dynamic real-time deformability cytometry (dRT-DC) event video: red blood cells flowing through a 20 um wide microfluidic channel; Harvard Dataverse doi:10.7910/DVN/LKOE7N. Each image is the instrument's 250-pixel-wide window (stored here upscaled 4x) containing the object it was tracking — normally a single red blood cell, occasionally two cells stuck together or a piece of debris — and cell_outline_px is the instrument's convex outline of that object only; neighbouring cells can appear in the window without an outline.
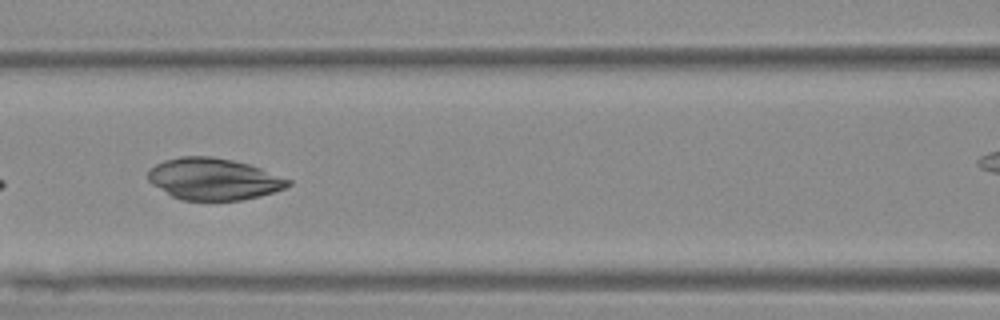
{"species": "Egyptian fruit bat (a non-hibernating species)", "species_latin": "Rousettus aegyptiacus", "temperature_condition": "warm", "stored_images_in_passage": 24, "camera_frame_rate_fps": 3000, "um_per_image_px": 0.085, "animal": {"sex": "female"}, "frame": {"image": 1, "passage_image": 8, "time_ms": 2.333, "image_size_px": [1000, 320], "cell_outline_px": [[292, 184], [284, 188], [260, 196], [240, 200], [180, 200], [172, 196], [152, 184], [148, 180], [148, 172], [156, 164], [164, 160], [180, 156], [212, 156], [232, 160], [248, 164], [260, 168], [292, 180]], "centroid_in_image_um": [18.16, 15.21], "position_along_channel_um": 148.4, "area_um2": 33.93}}
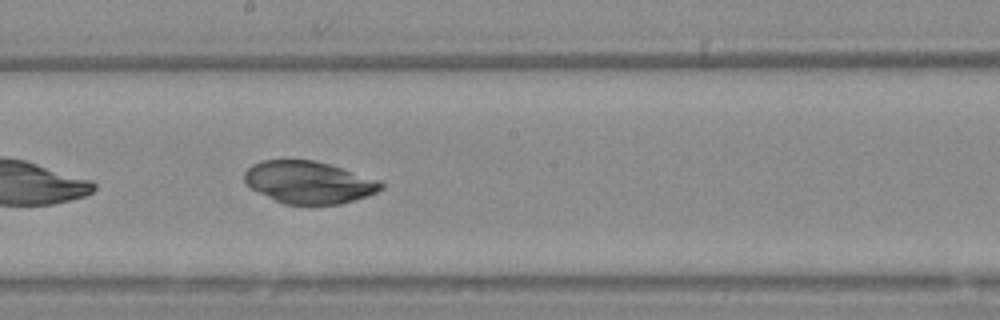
{"frame": {"image": 2, "passage_image": 14, "time_ms": 4.333, "image_size_px": [1000, 320], "cell_outline_px": [[384, 188], [368, 196], [340, 204], [284, 204], [252, 188], [244, 180], [244, 172], [252, 164], [260, 160], [316, 160], [380, 180], [384, 184]], "centroid_in_image_um": [26.27, 15.49], "position_along_channel_um": 221.9, "area_um2": 33.47}}
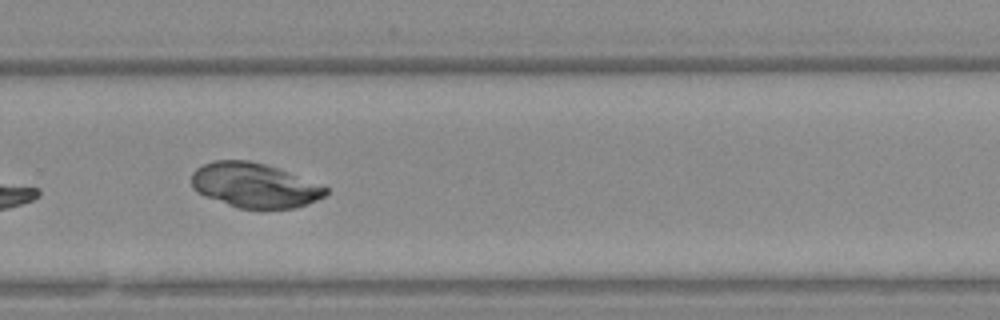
{"frame": {"image": 3, "passage_image": 21, "time_ms": 6.667, "image_size_px": [1000, 320], "cell_outline_px": [[328, 192], [324, 196], [308, 204], [296, 208], [236, 208], [204, 196], [196, 192], [192, 188], [192, 172], [196, 168], [204, 164], [216, 160], [248, 160], [264, 164], [324, 184], [328, 188]], "centroid_in_image_um": [21.64, 15.76], "position_along_channel_um": 308.2, "area_um2": 35.08}}